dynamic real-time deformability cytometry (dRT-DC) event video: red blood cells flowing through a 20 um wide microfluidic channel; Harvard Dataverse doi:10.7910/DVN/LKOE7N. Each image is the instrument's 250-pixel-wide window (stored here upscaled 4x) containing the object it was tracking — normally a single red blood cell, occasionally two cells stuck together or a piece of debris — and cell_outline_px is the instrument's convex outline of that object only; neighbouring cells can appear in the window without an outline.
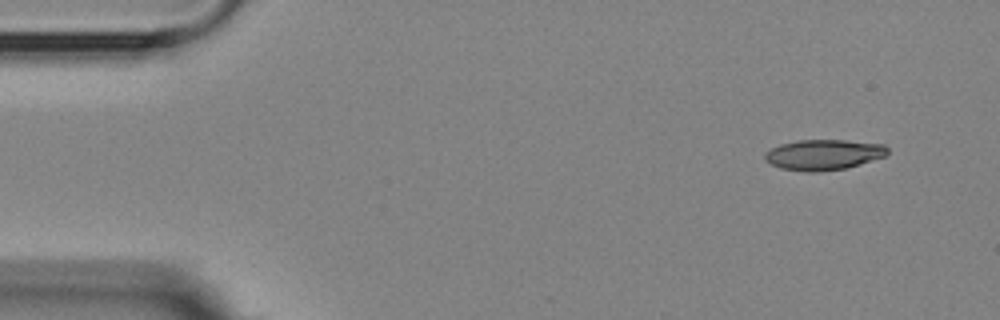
{"species": "Egyptian fruit bat (a non-hibernating species)", "species_latin": "Rousettus aegyptiacus", "temperature_condition": "room temperature", "stored_images_in_passage": 4, "camera_frame_rate_fps": 3000, "um_per_image_px": 0.085, "animal": {"sex": "female"}, "frame": {"image": 1, "passage_image": 1, "time_ms": 0.0, "image_size_px": [1000, 320], "cell_outline_px": [[888, 156], [860, 164], [844, 168], [816, 172], [804, 172], [780, 168], [764, 160], [764, 152], [780, 144], [796, 140], [844, 140], [884, 144], [888, 148]], "centroid_in_image_um": [70.0, 13.15], "position_along_channel_um": 15.0, "area_um2": 21.96}}